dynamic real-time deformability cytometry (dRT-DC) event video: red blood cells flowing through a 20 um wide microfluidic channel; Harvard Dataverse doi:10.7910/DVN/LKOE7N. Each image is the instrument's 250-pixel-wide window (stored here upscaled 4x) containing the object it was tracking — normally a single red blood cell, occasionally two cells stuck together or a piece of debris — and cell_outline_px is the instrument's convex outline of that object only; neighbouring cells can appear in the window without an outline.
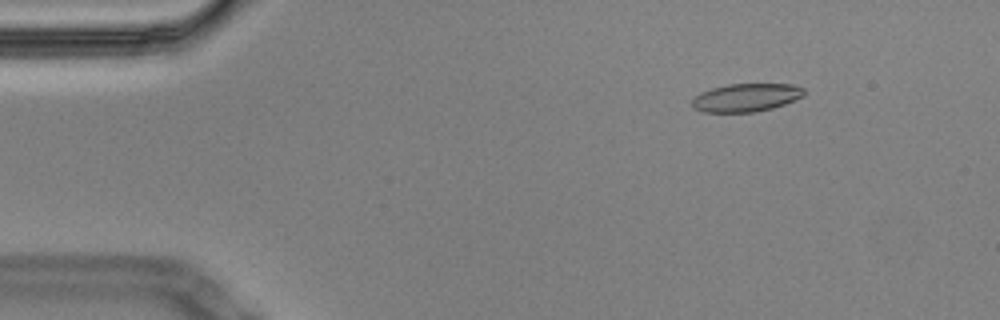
{"species": "Egyptian fruit bat (a non-hibernating species)", "species_latin": "Rousettus aegyptiacus", "temperature_condition": "cold", "stored_images_in_passage": 42, "camera_frame_rate_fps": 3000, "um_per_image_px": 0.085, "animal": {"sex": "male"}, "frame": {"image": 1, "passage_image": 6, "time_ms": 1.667, "image_size_px": [1000, 320], "cell_outline_px": [[804, 96], [784, 104], [772, 108], [752, 112], [704, 112], [692, 108], [692, 100], [700, 92], [712, 88], [728, 84], [792, 84], [804, 88]], "centroid_in_image_um": [63.41, 8.29], "position_along_channel_um": 21.6, "area_um2": 18.32}}
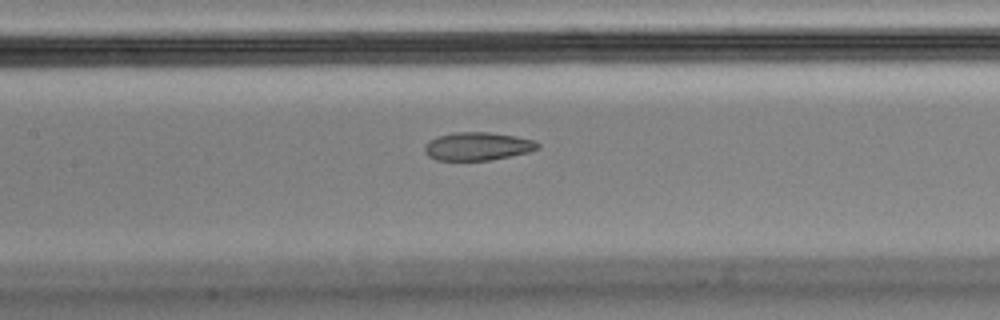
{"frame": {"image": 2, "passage_image": 25, "time_ms": 8.0, "image_size_px": [1000, 320], "cell_outline_px": [[540, 148], [528, 152], [488, 160], [436, 160], [428, 156], [424, 152], [424, 144], [428, 140], [436, 136], [456, 132], [488, 132], [516, 136], [536, 140], [540, 144]], "centroid_in_image_um": [40.57, 12.42], "position_along_channel_um": 166.8, "area_um2": 18.67}}
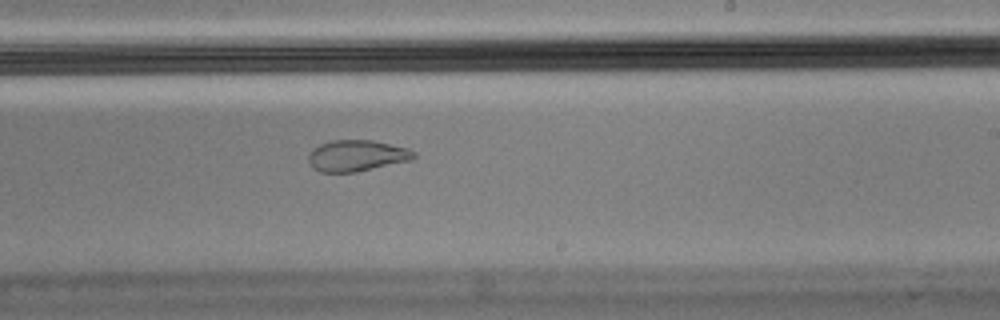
{"frame": {"image": 3, "passage_image": 33, "time_ms": 10.667, "image_size_px": [1000, 320], "cell_outline_px": [[416, 156], [412, 160], [356, 172], [320, 172], [312, 168], [308, 160], [308, 152], [312, 148], [320, 144], [332, 140], [372, 140], [408, 148], [416, 152]], "centroid_in_image_um": [30.3, 13.23], "position_along_channel_um": 258.7, "area_um2": 19.36}}